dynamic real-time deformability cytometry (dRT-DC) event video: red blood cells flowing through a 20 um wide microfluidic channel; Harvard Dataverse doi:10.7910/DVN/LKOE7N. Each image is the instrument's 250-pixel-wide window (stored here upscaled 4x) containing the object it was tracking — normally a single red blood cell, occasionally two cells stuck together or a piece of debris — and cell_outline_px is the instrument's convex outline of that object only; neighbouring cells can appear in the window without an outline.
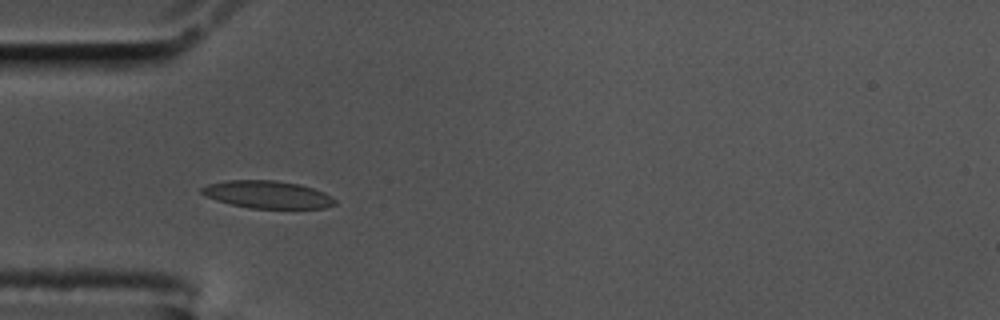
{"species": "common noctule bat (a hibernating species)", "species_latin": "Nyctalus noctula", "temperature_condition": "cold", "stored_images_in_passage": 41, "camera_frame_rate_fps": 3000, "um_per_image_px": 0.085, "animal": {"sex": "male", "body_mass_g": 17.5, "forearm_length_mm": 52.3}, "frame": {"image": 1, "passage_image": 1, "time_ms": 0.0, "image_size_px": [1000, 320], "cell_outline_px": [[336, 204], [324, 208], [252, 208], [232, 204], [216, 200], [204, 196], [200, 192], [200, 188], [208, 184], [224, 180], [276, 180], [300, 184], [324, 192], [332, 196], [336, 200]], "centroid_in_image_um": [22.72, 16.52], "position_along_channel_um": 62.3, "area_um2": 21.44}}
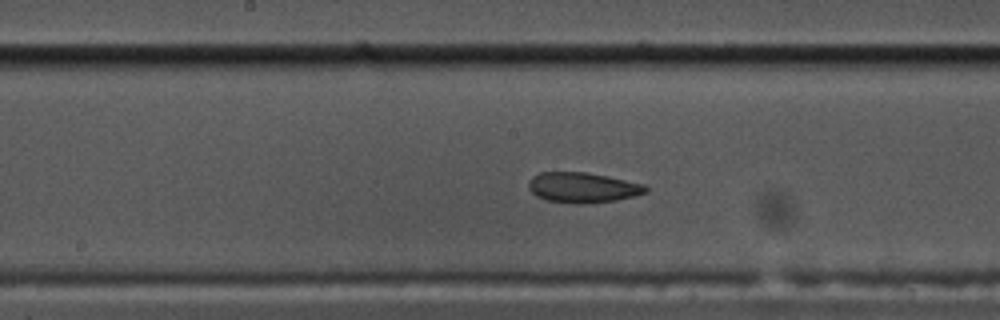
{"frame": {"image": 2, "passage_image": 13, "time_ms": 4.0, "image_size_px": [1000, 320], "cell_outline_px": [[648, 192], [636, 196], [616, 200], [580, 204], [548, 200], [536, 196], [528, 188], [528, 180], [532, 176], [540, 172], [584, 172], [608, 176], [644, 184], [648, 188]], "centroid_in_image_um": [49.53, 15.93], "position_along_channel_um": 198.7, "area_um2": 20.69}}
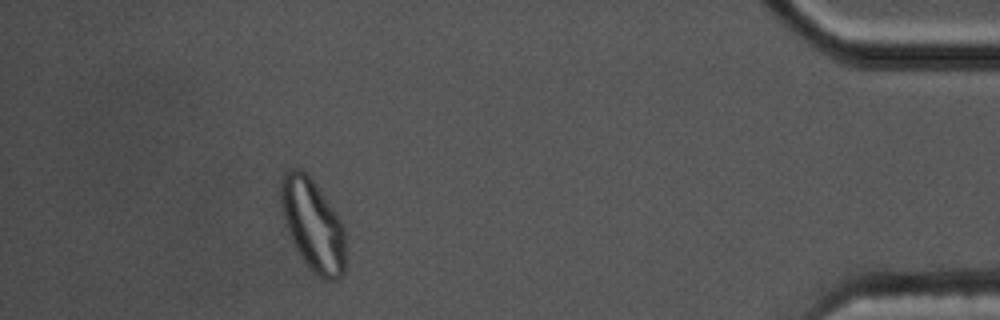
{"frame": {"image": 3, "passage_image": 36, "time_ms": 11.667, "image_size_px": [1000, 320], "cell_outline_px": [[344, 272], [336, 280], [324, 280], [304, 260], [296, 248], [292, 240], [284, 220], [280, 200], [280, 180], [284, 172], [292, 168], [300, 168], [312, 180], [336, 212], [344, 228]], "centroid_in_image_um": [26.57, 19.07], "position_along_channel_um": 408.6, "area_um2": 33.93}, "authors_computed_cell_mechanics": {"area_um2": 21.097, "velocity_mm_per_s": 3.4549, "shape_relaxation_time_tau1_ms": 7.9087, "shape_relaxation_time_tau2_ms": 1.3724, "deformation_change_tau1": 0.221, "deformation_change_tau2": 0.0664}}